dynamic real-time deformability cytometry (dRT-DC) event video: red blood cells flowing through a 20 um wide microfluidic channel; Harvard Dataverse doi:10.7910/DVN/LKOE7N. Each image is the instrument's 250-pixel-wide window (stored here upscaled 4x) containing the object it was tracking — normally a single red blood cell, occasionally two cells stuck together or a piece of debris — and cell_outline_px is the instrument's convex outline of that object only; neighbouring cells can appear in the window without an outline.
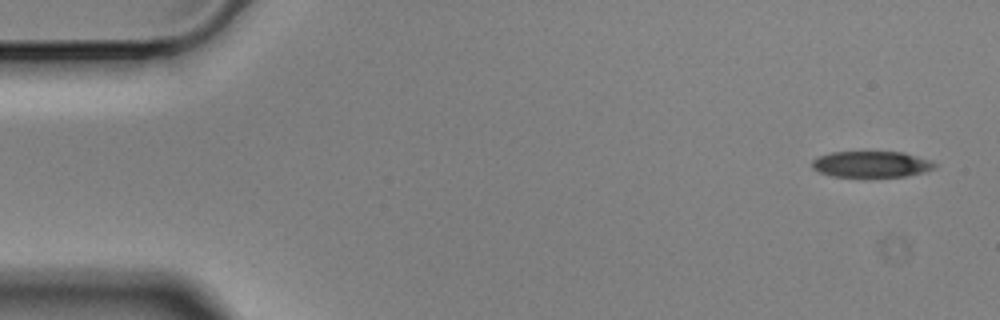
{"species": "Egyptian fruit bat (a non-hibernating species)", "species_latin": "Rousettus aegyptiacus", "temperature_condition": "cold", "stored_images_in_passage": 6, "camera_frame_rate_fps": 3000, "um_per_image_px": 0.085, "animal": {"sex": "male"}, "frame": {"image": 1, "passage_image": 1, "time_ms": 0.0, "image_size_px": [1000, 320], "cell_outline_px": [[936, 168], [924, 172], [908, 176], [832, 176], [820, 172], [812, 168], [812, 160], [820, 156], [832, 152], [904, 152], [932, 160], [936, 164]], "centroid_in_image_um": [74.11, 13.95], "position_along_channel_um": 10.9, "area_um2": 18.61}}
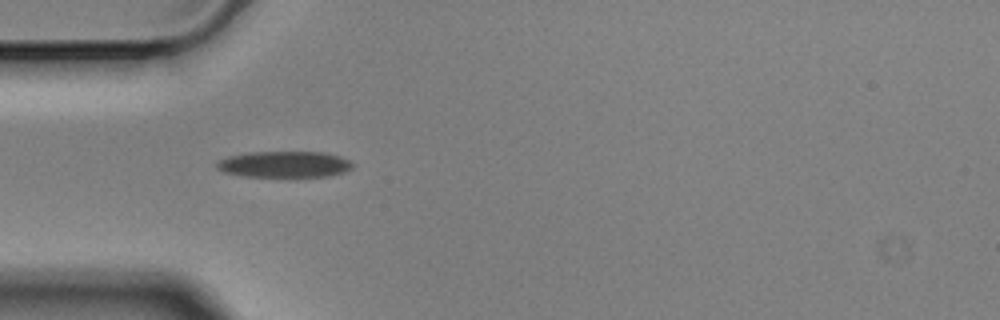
{"frame": {"image": 2, "passage_image": 5, "time_ms": 1.333, "image_size_px": [1000, 320], "cell_outline_px": [[352, 168], [344, 172], [328, 176], [244, 176], [224, 172], [216, 168], [216, 160], [228, 156], [248, 152], [324, 152], [340, 156], [348, 160], [352, 164]], "centroid_in_image_um": [24.13, 13.95], "position_along_channel_um": 60.9, "area_um2": 20.69}}
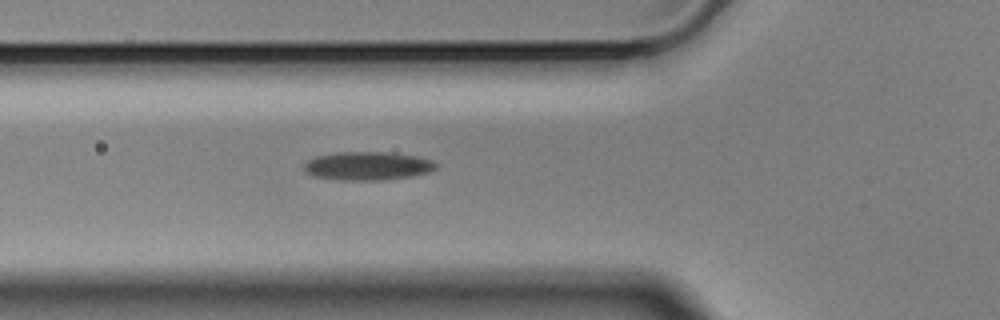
{"frame": {"image": 3, "passage_image": 6, "time_ms": 1.667, "image_size_px": [1000, 320], "cell_outline_px": [[436, 168], [428, 172], [412, 176], [380, 180], [340, 180], [312, 176], [304, 168], [304, 164], [308, 160], [316, 156], [336, 152], [388, 152], [416, 156], [432, 160], [436, 164]], "centroid_in_image_um": [31.23, 14.1], "position_along_channel_um": 94.6, "area_um2": 21.79}}